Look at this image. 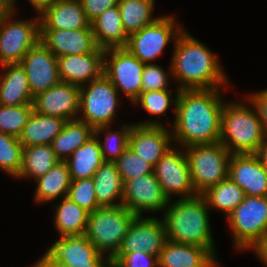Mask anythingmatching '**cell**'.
<instances>
[{
	"label": "cell",
	"instance_id": "cell-1",
	"mask_svg": "<svg viewBox=\"0 0 267 267\" xmlns=\"http://www.w3.org/2000/svg\"><path fill=\"white\" fill-rule=\"evenodd\" d=\"M175 106L173 140L183 147L220 141L224 107L219 90H178Z\"/></svg>",
	"mask_w": 267,
	"mask_h": 267
},
{
	"label": "cell",
	"instance_id": "cell-2",
	"mask_svg": "<svg viewBox=\"0 0 267 267\" xmlns=\"http://www.w3.org/2000/svg\"><path fill=\"white\" fill-rule=\"evenodd\" d=\"M171 73L177 90L216 89L227 82L217 57L204 44L182 31L174 38Z\"/></svg>",
	"mask_w": 267,
	"mask_h": 267
},
{
	"label": "cell",
	"instance_id": "cell-3",
	"mask_svg": "<svg viewBox=\"0 0 267 267\" xmlns=\"http://www.w3.org/2000/svg\"><path fill=\"white\" fill-rule=\"evenodd\" d=\"M209 207L202 195L188 199L180 198L170 205L168 203L163 220L167 240L204 247L214 253L207 212Z\"/></svg>",
	"mask_w": 267,
	"mask_h": 267
},
{
	"label": "cell",
	"instance_id": "cell-4",
	"mask_svg": "<svg viewBox=\"0 0 267 267\" xmlns=\"http://www.w3.org/2000/svg\"><path fill=\"white\" fill-rule=\"evenodd\" d=\"M253 108L236 102L224 104L219 142L231 154H255L267 135L256 107Z\"/></svg>",
	"mask_w": 267,
	"mask_h": 267
},
{
	"label": "cell",
	"instance_id": "cell-5",
	"mask_svg": "<svg viewBox=\"0 0 267 267\" xmlns=\"http://www.w3.org/2000/svg\"><path fill=\"white\" fill-rule=\"evenodd\" d=\"M135 217L123 205L99 207L89 213L85 236L100 254L109 250L107 258L113 259Z\"/></svg>",
	"mask_w": 267,
	"mask_h": 267
},
{
	"label": "cell",
	"instance_id": "cell-6",
	"mask_svg": "<svg viewBox=\"0 0 267 267\" xmlns=\"http://www.w3.org/2000/svg\"><path fill=\"white\" fill-rule=\"evenodd\" d=\"M186 148L191 182L197 195H202L228 177L231 153L220 142Z\"/></svg>",
	"mask_w": 267,
	"mask_h": 267
},
{
	"label": "cell",
	"instance_id": "cell-7",
	"mask_svg": "<svg viewBox=\"0 0 267 267\" xmlns=\"http://www.w3.org/2000/svg\"><path fill=\"white\" fill-rule=\"evenodd\" d=\"M87 88L80 87L79 113H83V118L79 120L90 125L98 136L115 117L119 91L104 74L91 81Z\"/></svg>",
	"mask_w": 267,
	"mask_h": 267
},
{
	"label": "cell",
	"instance_id": "cell-8",
	"mask_svg": "<svg viewBox=\"0 0 267 267\" xmlns=\"http://www.w3.org/2000/svg\"><path fill=\"white\" fill-rule=\"evenodd\" d=\"M227 219L236 248H253L267 236V196H245Z\"/></svg>",
	"mask_w": 267,
	"mask_h": 267
},
{
	"label": "cell",
	"instance_id": "cell-9",
	"mask_svg": "<svg viewBox=\"0 0 267 267\" xmlns=\"http://www.w3.org/2000/svg\"><path fill=\"white\" fill-rule=\"evenodd\" d=\"M13 14L14 11L0 12L1 66L20 63L23 56L40 41V19L9 22Z\"/></svg>",
	"mask_w": 267,
	"mask_h": 267
},
{
	"label": "cell",
	"instance_id": "cell-10",
	"mask_svg": "<svg viewBox=\"0 0 267 267\" xmlns=\"http://www.w3.org/2000/svg\"><path fill=\"white\" fill-rule=\"evenodd\" d=\"M108 54L110 56H108ZM110 57L108 58L106 57ZM145 64L126 48H112L104 52L103 74L127 96L132 103L142 92V73Z\"/></svg>",
	"mask_w": 267,
	"mask_h": 267
},
{
	"label": "cell",
	"instance_id": "cell-11",
	"mask_svg": "<svg viewBox=\"0 0 267 267\" xmlns=\"http://www.w3.org/2000/svg\"><path fill=\"white\" fill-rule=\"evenodd\" d=\"M171 16L159 17L154 23L128 36L125 48L144 64L156 59L170 39L183 31Z\"/></svg>",
	"mask_w": 267,
	"mask_h": 267
},
{
	"label": "cell",
	"instance_id": "cell-12",
	"mask_svg": "<svg viewBox=\"0 0 267 267\" xmlns=\"http://www.w3.org/2000/svg\"><path fill=\"white\" fill-rule=\"evenodd\" d=\"M153 173L169 201L171 194L176 193L182 196L181 199L197 196L191 182L186 152L172 147L154 166Z\"/></svg>",
	"mask_w": 267,
	"mask_h": 267
},
{
	"label": "cell",
	"instance_id": "cell-13",
	"mask_svg": "<svg viewBox=\"0 0 267 267\" xmlns=\"http://www.w3.org/2000/svg\"><path fill=\"white\" fill-rule=\"evenodd\" d=\"M170 203L154 173L124 182L122 205L136 216L143 211H159Z\"/></svg>",
	"mask_w": 267,
	"mask_h": 267
},
{
	"label": "cell",
	"instance_id": "cell-14",
	"mask_svg": "<svg viewBox=\"0 0 267 267\" xmlns=\"http://www.w3.org/2000/svg\"><path fill=\"white\" fill-rule=\"evenodd\" d=\"M20 65L33 97L60 82L57 57L41 41L23 56Z\"/></svg>",
	"mask_w": 267,
	"mask_h": 267
},
{
	"label": "cell",
	"instance_id": "cell-15",
	"mask_svg": "<svg viewBox=\"0 0 267 267\" xmlns=\"http://www.w3.org/2000/svg\"><path fill=\"white\" fill-rule=\"evenodd\" d=\"M159 122L134 124L129 133L128 147L153 167L171 149L172 133Z\"/></svg>",
	"mask_w": 267,
	"mask_h": 267
},
{
	"label": "cell",
	"instance_id": "cell-16",
	"mask_svg": "<svg viewBox=\"0 0 267 267\" xmlns=\"http://www.w3.org/2000/svg\"><path fill=\"white\" fill-rule=\"evenodd\" d=\"M167 241L163 221L136 216L125 235L118 253L146 252L159 257Z\"/></svg>",
	"mask_w": 267,
	"mask_h": 267
},
{
	"label": "cell",
	"instance_id": "cell-17",
	"mask_svg": "<svg viewBox=\"0 0 267 267\" xmlns=\"http://www.w3.org/2000/svg\"><path fill=\"white\" fill-rule=\"evenodd\" d=\"M103 258L104 255L98 252L85 235L63 236L35 264H67L77 267L89 265V262H108V258Z\"/></svg>",
	"mask_w": 267,
	"mask_h": 267
},
{
	"label": "cell",
	"instance_id": "cell-18",
	"mask_svg": "<svg viewBox=\"0 0 267 267\" xmlns=\"http://www.w3.org/2000/svg\"><path fill=\"white\" fill-rule=\"evenodd\" d=\"M80 87L59 82L33 99L34 111L46 116L74 120L79 112Z\"/></svg>",
	"mask_w": 267,
	"mask_h": 267
},
{
	"label": "cell",
	"instance_id": "cell-19",
	"mask_svg": "<svg viewBox=\"0 0 267 267\" xmlns=\"http://www.w3.org/2000/svg\"><path fill=\"white\" fill-rule=\"evenodd\" d=\"M40 41L54 55H82L94 52L96 44L92 28L82 29H40Z\"/></svg>",
	"mask_w": 267,
	"mask_h": 267
},
{
	"label": "cell",
	"instance_id": "cell-20",
	"mask_svg": "<svg viewBox=\"0 0 267 267\" xmlns=\"http://www.w3.org/2000/svg\"><path fill=\"white\" fill-rule=\"evenodd\" d=\"M228 178L243 189L246 196H267V171L255 154H231Z\"/></svg>",
	"mask_w": 267,
	"mask_h": 267
},
{
	"label": "cell",
	"instance_id": "cell-21",
	"mask_svg": "<svg viewBox=\"0 0 267 267\" xmlns=\"http://www.w3.org/2000/svg\"><path fill=\"white\" fill-rule=\"evenodd\" d=\"M104 52L98 47L92 53L58 57L60 81L81 87L86 82L98 79L103 74Z\"/></svg>",
	"mask_w": 267,
	"mask_h": 267
},
{
	"label": "cell",
	"instance_id": "cell-22",
	"mask_svg": "<svg viewBox=\"0 0 267 267\" xmlns=\"http://www.w3.org/2000/svg\"><path fill=\"white\" fill-rule=\"evenodd\" d=\"M40 14V29L91 28L79 0H54Z\"/></svg>",
	"mask_w": 267,
	"mask_h": 267
},
{
	"label": "cell",
	"instance_id": "cell-23",
	"mask_svg": "<svg viewBox=\"0 0 267 267\" xmlns=\"http://www.w3.org/2000/svg\"><path fill=\"white\" fill-rule=\"evenodd\" d=\"M210 249L167 240L158 257L159 267H216Z\"/></svg>",
	"mask_w": 267,
	"mask_h": 267
},
{
	"label": "cell",
	"instance_id": "cell-24",
	"mask_svg": "<svg viewBox=\"0 0 267 267\" xmlns=\"http://www.w3.org/2000/svg\"><path fill=\"white\" fill-rule=\"evenodd\" d=\"M90 25L100 49L125 48L128 35L123 28L118 5L106 9Z\"/></svg>",
	"mask_w": 267,
	"mask_h": 267
},
{
	"label": "cell",
	"instance_id": "cell-25",
	"mask_svg": "<svg viewBox=\"0 0 267 267\" xmlns=\"http://www.w3.org/2000/svg\"><path fill=\"white\" fill-rule=\"evenodd\" d=\"M6 72L0 80V105L33 104L34 97L25 70L20 63L2 65Z\"/></svg>",
	"mask_w": 267,
	"mask_h": 267
},
{
	"label": "cell",
	"instance_id": "cell-26",
	"mask_svg": "<svg viewBox=\"0 0 267 267\" xmlns=\"http://www.w3.org/2000/svg\"><path fill=\"white\" fill-rule=\"evenodd\" d=\"M65 123V119L33 111L19 137L20 143L23 147L51 145L55 137L62 131Z\"/></svg>",
	"mask_w": 267,
	"mask_h": 267
},
{
	"label": "cell",
	"instance_id": "cell-27",
	"mask_svg": "<svg viewBox=\"0 0 267 267\" xmlns=\"http://www.w3.org/2000/svg\"><path fill=\"white\" fill-rule=\"evenodd\" d=\"M98 205L115 207L122 205L124 183L115 162L105 161L92 177ZM120 203H114L116 198Z\"/></svg>",
	"mask_w": 267,
	"mask_h": 267
},
{
	"label": "cell",
	"instance_id": "cell-28",
	"mask_svg": "<svg viewBox=\"0 0 267 267\" xmlns=\"http://www.w3.org/2000/svg\"><path fill=\"white\" fill-rule=\"evenodd\" d=\"M70 156L66 162L69 166L71 181L93 177L97 169L105 162L101 153L100 140L95 135Z\"/></svg>",
	"mask_w": 267,
	"mask_h": 267
},
{
	"label": "cell",
	"instance_id": "cell-29",
	"mask_svg": "<svg viewBox=\"0 0 267 267\" xmlns=\"http://www.w3.org/2000/svg\"><path fill=\"white\" fill-rule=\"evenodd\" d=\"M93 136L94 129L86 122L79 118L68 120L51 145L56 157L60 161H66L75 150Z\"/></svg>",
	"mask_w": 267,
	"mask_h": 267
},
{
	"label": "cell",
	"instance_id": "cell-30",
	"mask_svg": "<svg viewBox=\"0 0 267 267\" xmlns=\"http://www.w3.org/2000/svg\"><path fill=\"white\" fill-rule=\"evenodd\" d=\"M36 180L38 182L35 193L37 202H48L63 194L64 198L67 197L71 183L68 163L59 161L47 174Z\"/></svg>",
	"mask_w": 267,
	"mask_h": 267
},
{
	"label": "cell",
	"instance_id": "cell-31",
	"mask_svg": "<svg viewBox=\"0 0 267 267\" xmlns=\"http://www.w3.org/2000/svg\"><path fill=\"white\" fill-rule=\"evenodd\" d=\"M89 212L71 201L63 198L56 207L55 226L63 236H82L87 230Z\"/></svg>",
	"mask_w": 267,
	"mask_h": 267
},
{
	"label": "cell",
	"instance_id": "cell-32",
	"mask_svg": "<svg viewBox=\"0 0 267 267\" xmlns=\"http://www.w3.org/2000/svg\"><path fill=\"white\" fill-rule=\"evenodd\" d=\"M59 161L50 144L23 147L22 164L17 177L32 176L36 180L47 174Z\"/></svg>",
	"mask_w": 267,
	"mask_h": 267
},
{
	"label": "cell",
	"instance_id": "cell-33",
	"mask_svg": "<svg viewBox=\"0 0 267 267\" xmlns=\"http://www.w3.org/2000/svg\"><path fill=\"white\" fill-rule=\"evenodd\" d=\"M153 8L146 0H119L118 9L123 28L128 36L159 18H152Z\"/></svg>",
	"mask_w": 267,
	"mask_h": 267
},
{
	"label": "cell",
	"instance_id": "cell-34",
	"mask_svg": "<svg viewBox=\"0 0 267 267\" xmlns=\"http://www.w3.org/2000/svg\"><path fill=\"white\" fill-rule=\"evenodd\" d=\"M202 196L213 208L226 212L228 216L245 198V192L230 178L209 188Z\"/></svg>",
	"mask_w": 267,
	"mask_h": 267
},
{
	"label": "cell",
	"instance_id": "cell-35",
	"mask_svg": "<svg viewBox=\"0 0 267 267\" xmlns=\"http://www.w3.org/2000/svg\"><path fill=\"white\" fill-rule=\"evenodd\" d=\"M33 111V104L0 105V132L19 138Z\"/></svg>",
	"mask_w": 267,
	"mask_h": 267
},
{
	"label": "cell",
	"instance_id": "cell-36",
	"mask_svg": "<svg viewBox=\"0 0 267 267\" xmlns=\"http://www.w3.org/2000/svg\"><path fill=\"white\" fill-rule=\"evenodd\" d=\"M23 145L18 137L0 132V168L17 177L22 164Z\"/></svg>",
	"mask_w": 267,
	"mask_h": 267
},
{
	"label": "cell",
	"instance_id": "cell-37",
	"mask_svg": "<svg viewBox=\"0 0 267 267\" xmlns=\"http://www.w3.org/2000/svg\"><path fill=\"white\" fill-rule=\"evenodd\" d=\"M123 183L129 179L153 174L154 167L135 154L129 147L115 161Z\"/></svg>",
	"mask_w": 267,
	"mask_h": 267
},
{
	"label": "cell",
	"instance_id": "cell-38",
	"mask_svg": "<svg viewBox=\"0 0 267 267\" xmlns=\"http://www.w3.org/2000/svg\"><path fill=\"white\" fill-rule=\"evenodd\" d=\"M67 197L89 213L100 207L92 177L71 181Z\"/></svg>",
	"mask_w": 267,
	"mask_h": 267
},
{
	"label": "cell",
	"instance_id": "cell-39",
	"mask_svg": "<svg viewBox=\"0 0 267 267\" xmlns=\"http://www.w3.org/2000/svg\"><path fill=\"white\" fill-rule=\"evenodd\" d=\"M169 90L142 91L133 103H140L150 115H164L171 103L177 102V96L172 99Z\"/></svg>",
	"mask_w": 267,
	"mask_h": 267
},
{
	"label": "cell",
	"instance_id": "cell-40",
	"mask_svg": "<svg viewBox=\"0 0 267 267\" xmlns=\"http://www.w3.org/2000/svg\"><path fill=\"white\" fill-rule=\"evenodd\" d=\"M131 127L132 125H124L121 132L112 131L105 135L104 143L101 144L100 142L101 153L104 161L115 162L128 147Z\"/></svg>",
	"mask_w": 267,
	"mask_h": 267
},
{
	"label": "cell",
	"instance_id": "cell-41",
	"mask_svg": "<svg viewBox=\"0 0 267 267\" xmlns=\"http://www.w3.org/2000/svg\"><path fill=\"white\" fill-rule=\"evenodd\" d=\"M167 73L155 64H145L142 73V91L167 90Z\"/></svg>",
	"mask_w": 267,
	"mask_h": 267
},
{
	"label": "cell",
	"instance_id": "cell-42",
	"mask_svg": "<svg viewBox=\"0 0 267 267\" xmlns=\"http://www.w3.org/2000/svg\"><path fill=\"white\" fill-rule=\"evenodd\" d=\"M113 259L122 267H159L158 256L146 252L117 253Z\"/></svg>",
	"mask_w": 267,
	"mask_h": 267
},
{
	"label": "cell",
	"instance_id": "cell-43",
	"mask_svg": "<svg viewBox=\"0 0 267 267\" xmlns=\"http://www.w3.org/2000/svg\"><path fill=\"white\" fill-rule=\"evenodd\" d=\"M87 19L91 22L106 9L117 6L119 0H79Z\"/></svg>",
	"mask_w": 267,
	"mask_h": 267
},
{
	"label": "cell",
	"instance_id": "cell-44",
	"mask_svg": "<svg viewBox=\"0 0 267 267\" xmlns=\"http://www.w3.org/2000/svg\"><path fill=\"white\" fill-rule=\"evenodd\" d=\"M249 102L252 106H255L264 131L267 133V89L254 95H249Z\"/></svg>",
	"mask_w": 267,
	"mask_h": 267
},
{
	"label": "cell",
	"instance_id": "cell-45",
	"mask_svg": "<svg viewBox=\"0 0 267 267\" xmlns=\"http://www.w3.org/2000/svg\"><path fill=\"white\" fill-rule=\"evenodd\" d=\"M254 251L259 258L267 265V236L260 240L254 247Z\"/></svg>",
	"mask_w": 267,
	"mask_h": 267
},
{
	"label": "cell",
	"instance_id": "cell-46",
	"mask_svg": "<svg viewBox=\"0 0 267 267\" xmlns=\"http://www.w3.org/2000/svg\"><path fill=\"white\" fill-rule=\"evenodd\" d=\"M255 155L258 157L262 166L267 171V135L259 149L256 151Z\"/></svg>",
	"mask_w": 267,
	"mask_h": 267
},
{
	"label": "cell",
	"instance_id": "cell-47",
	"mask_svg": "<svg viewBox=\"0 0 267 267\" xmlns=\"http://www.w3.org/2000/svg\"><path fill=\"white\" fill-rule=\"evenodd\" d=\"M33 267H76L67 264H35ZM77 267H107V262H89V265H82Z\"/></svg>",
	"mask_w": 267,
	"mask_h": 267
},
{
	"label": "cell",
	"instance_id": "cell-48",
	"mask_svg": "<svg viewBox=\"0 0 267 267\" xmlns=\"http://www.w3.org/2000/svg\"><path fill=\"white\" fill-rule=\"evenodd\" d=\"M32 7L36 9L38 12H42L45 8H47L54 0H29Z\"/></svg>",
	"mask_w": 267,
	"mask_h": 267
},
{
	"label": "cell",
	"instance_id": "cell-49",
	"mask_svg": "<svg viewBox=\"0 0 267 267\" xmlns=\"http://www.w3.org/2000/svg\"><path fill=\"white\" fill-rule=\"evenodd\" d=\"M15 0H0V12L15 11Z\"/></svg>",
	"mask_w": 267,
	"mask_h": 267
},
{
	"label": "cell",
	"instance_id": "cell-50",
	"mask_svg": "<svg viewBox=\"0 0 267 267\" xmlns=\"http://www.w3.org/2000/svg\"><path fill=\"white\" fill-rule=\"evenodd\" d=\"M107 267H122L114 259H109L107 262Z\"/></svg>",
	"mask_w": 267,
	"mask_h": 267
},
{
	"label": "cell",
	"instance_id": "cell-51",
	"mask_svg": "<svg viewBox=\"0 0 267 267\" xmlns=\"http://www.w3.org/2000/svg\"><path fill=\"white\" fill-rule=\"evenodd\" d=\"M150 5L154 7V0H146Z\"/></svg>",
	"mask_w": 267,
	"mask_h": 267
}]
</instances>
